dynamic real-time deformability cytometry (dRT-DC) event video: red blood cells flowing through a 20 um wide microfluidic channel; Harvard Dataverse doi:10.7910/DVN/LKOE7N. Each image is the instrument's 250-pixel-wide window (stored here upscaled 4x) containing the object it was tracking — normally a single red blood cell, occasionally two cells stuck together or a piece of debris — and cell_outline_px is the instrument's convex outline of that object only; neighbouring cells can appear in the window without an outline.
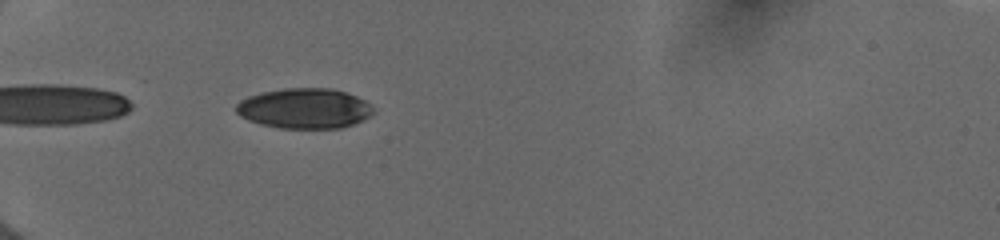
{"species": "human", "species_latin": "Homo sapiens", "temperature_condition": "cold", "stored_images_in_passage": 37, "camera_frame_rate_fps": 3000, "um_per_image_px": 0.085, "donor": {"sex": "female"}, "frame": {"image": 1, "passage_image": 3, "time_ms": 0.667, "image_size_px": [1000, 240], "cell_outline_px": [[376, 112], [352, 124], [340, 128], [280, 128], [260, 124], [248, 120], [240, 116], [236, 112], [236, 104], [240, 100], [248, 96], [264, 92], [284, 88], [328, 88], [344, 92], [356, 96], [364, 100]], "centroid_in_image_um": [25.84, 9.21], "position_along_channel_um": 59.2, "area_um2": 31.91}}
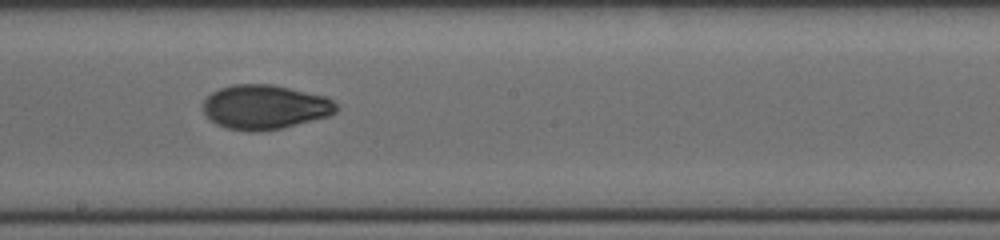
{"frame": {"image": 2, "passage_image": 17, "time_ms": 5.333, "image_size_px": [1000, 240], "cell_outline_px": [[340, 108], [336, 112], [328, 116], [280, 128], [256, 132], [248, 132], [224, 128], [216, 124], [204, 112], [204, 100], [212, 92], [220, 88], [232, 84], [272, 84], [328, 96]], "centroid_in_image_um": [22.53, 9.09], "position_along_channel_um": 225.7, "area_um2": 34.56}}
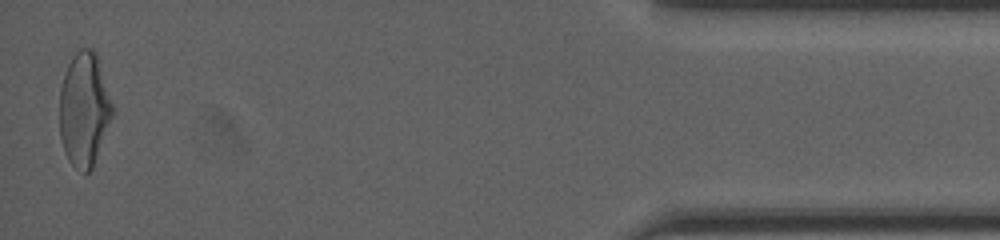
{"frame": {"image": 3, "passage_image": 37, "time_ms": 12.0, "image_size_px": [1000, 240], "cell_outline_px": [[112, 116], [92, 168], [84, 176], [68, 160], [64, 152], [60, 136], [60, 88], [68, 64], [72, 56], [80, 48], [92, 48], [96, 52], [112, 104]], "centroid_in_image_um": [7.13, 9.31], "position_along_channel_um": 428.1, "area_um2": 34.8}, "authors_computed_cell_mechanics": {"area_um2": 34.102, "velocity_mm_per_s": 4.0136, "shape_relaxation_time_tau1_ms": 3.5323, "shape_relaxation_time_tau2_ms": 2.0804, "deformation_change_tau1": 0.1517, "deformation_change_tau2": 0.0594}}